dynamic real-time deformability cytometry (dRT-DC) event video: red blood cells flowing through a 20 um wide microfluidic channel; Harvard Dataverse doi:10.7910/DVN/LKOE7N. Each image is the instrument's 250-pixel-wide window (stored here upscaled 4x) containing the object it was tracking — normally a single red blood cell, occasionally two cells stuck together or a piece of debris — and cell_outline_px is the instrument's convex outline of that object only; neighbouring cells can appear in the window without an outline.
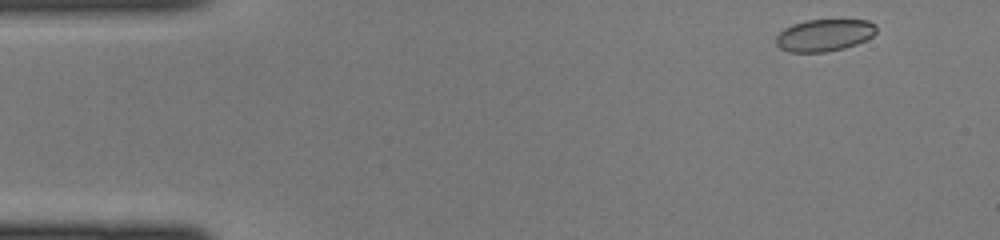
{"species": "common noctule bat (a hibernating species)", "species_latin": "Nyctalus noctula", "temperature_condition": "cold", "stored_images_in_passage": 42, "camera_frame_rate_fps": 3000, "um_per_image_px": 0.085, "animal": {"sex": "female", "body_mass_g": 22.0, "forearm_length_mm": 56.7}, "frame": {"image": 1, "passage_image": 1, "time_ms": 0.0, "image_size_px": [1000, 240], "cell_outline_px": [[876, 32], [872, 36], [856, 44], [844, 48], [824, 52], [788, 52], [780, 48], [776, 44], [776, 36], [784, 28], [792, 24], [808, 20], [868, 20], [876, 24]], "centroid_in_image_um": [70.05, 2.99], "position_along_channel_um": 14.9, "area_um2": 18.73}}
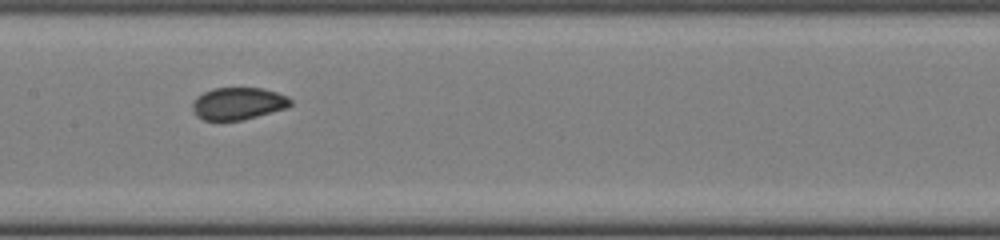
{"frame": {"image": 2, "passage_image": 19, "time_ms": 6.0, "image_size_px": [1000, 240], "cell_outline_px": [[292, 104], [288, 108], [240, 120], [204, 120], [196, 116], [192, 108], [192, 100], [196, 96], [212, 88], [264, 88], [288, 96], [292, 100]], "centroid_in_image_um": [20.23, 8.79], "position_along_channel_um": 187.2, "area_um2": 18.55}}
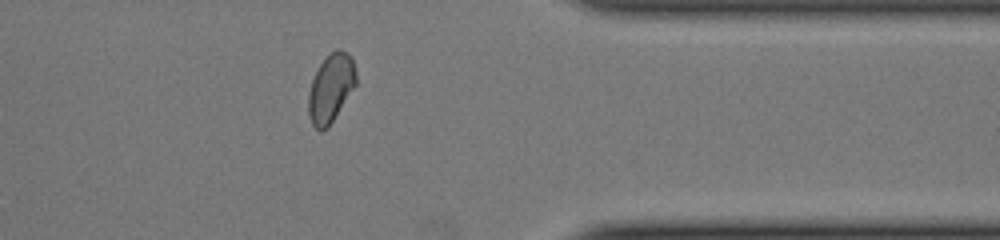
{"frame": {"image": 3, "passage_image": 33, "time_ms": 10.667, "image_size_px": [1000, 240], "cell_outline_px": [[356, 84], [328, 128], [320, 132], [312, 124], [308, 112], [308, 92], [312, 80], [320, 64], [336, 48], [340, 48], [348, 52], [352, 56], [356, 72]], "centroid_in_image_um": [28.12, 7.48], "position_along_channel_um": 383.3, "area_um2": 18.96}}